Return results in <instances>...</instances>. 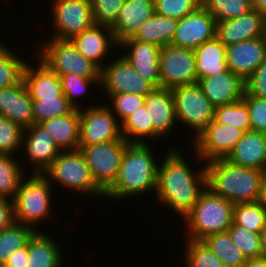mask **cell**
Wrapping results in <instances>:
<instances>
[{"mask_svg": "<svg viewBox=\"0 0 266 267\" xmlns=\"http://www.w3.org/2000/svg\"><path fill=\"white\" fill-rule=\"evenodd\" d=\"M154 13V0L124 1L118 19L111 27L116 42L119 44L133 37Z\"/></svg>", "mask_w": 266, "mask_h": 267, "instance_id": "484cf974", "label": "cell"}, {"mask_svg": "<svg viewBox=\"0 0 266 267\" xmlns=\"http://www.w3.org/2000/svg\"><path fill=\"white\" fill-rule=\"evenodd\" d=\"M266 36V18L255 8L235 19L216 23L215 37L228 46Z\"/></svg>", "mask_w": 266, "mask_h": 267, "instance_id": "ac0fdd59", "label": "cell"}, {"mask_svg": "<svg viewBox=\"0 0 266 267\" xmlns=\"http://www.w3.org/2000/svg\"><path fill=\"white\" fill-rule=\"evenodd\" d=\"M61 151L78 150L80 137V109L41 123Z\"/></svg>", "mask_w": 266, "mask_h": 267, "instance_id": "4316f807", "label": "cell"}, {"mask_svg": "<svg viewBox=\"0 0 266 267\" xmlns=\"http://www.w3.org/2000/svg\"><path fill=\"white\" fill-rule=\"evenodd\" d=\"M128 144L126 140H114L91 146H79L93 181L103 192L114 183Z\"/></svg>", "mask_w": 266, "mask_h": 267, "instance_id": "9c48e42d", "label": "cell"}, {"mask_svg": "<svg viewBox=\"0 0 266 267\" xmlns=\"http://www.w3.org/2000/svg\"><path fill=\"white\" fill-rule=\"evenodd\" d=\"M244 133L237 127L220 124L213 119L193 140L194 142L192 141L195 161L206 163L215 159H225Z\"/></svg>", "mask_w": 266, "mask_h": 267, "instance_id": "4fadbf2b", "label": "cell"}, {"mask_svg": "<svg viewBox=\"0 0 266 267\" xmlns=\"http://www.w3.org/2000/svg\"><path fill=\"white\" fill-rule=\"evenodd\" d=\"M242 100L249 110L251 130L266 133V98L244 96Z\"/></svg>", "mask_w": 266, "mask_h": 267, "instance_id": "7dc6e473", "label": "cell"}, {"mask_svg": "<svg viewBox=\"0 0 266 267\" xmlns=\"http://www.w3.org/2000/svg\"><path fill=\"white\" fill-rule=\"evenodd\" d=\"M244 96L266 98V57L245 81Z\"/></svg>", "mask_w": 266, "mask_h": 267, "instance_id": "c3c4849f", "label": "cell"}, {"mask_svg": "<svg viewBox=\"0 0 266 267\" xmlns=\"http://www.w3.org/2000/svg\"><path fill=\"white\" fill-rule=\"evenodd\" d=\"M150 143H129L114 183L104 192L108 200L120 201L155 193L159 161ZM153 151V152H152ZM149 192V193H148Z\"/></svg>", "mask_w": 266, "mask_h": 267, "instance_id": "7a4b0ae2", "label": "cell"}, {"mask_svg": "<svg viewBox=\"0 0 266 267\" xmlns=\"http://www.w3.org/2000/svg\"><path fill=\"white\" fill-rule=\"evenodd\" d=\"M233 222L251 232L261 233L266 226V210L258 201L234 204Z\"/></svg>", "mask_w": 266, "mask_h": 267, "instance_id": "d590c367", "label": "cell"}, {"mask_svg": "<svg viewBox=\"0 0 266 267\" xmlns=\"http://www.w3.org/2000/svg\"><path fill=\"white\" fill-rule=\"evenodd\" d=\"M56 240L44 230L36 231L28 242V267H63L64 254Z\"/></svg>", "mask_w": 266, "mask_h": 267, "instance_id": "83f0119b", "label": "cell"}, {"mask_svg": "<svg viewBox=\"0 0 266 267\" xmlns=\"http://www.w3.org/2000/svg\"><path fill=\"white\" fill-rule=\"evenodd\" d=\"M266 57V36L226 46L228 70L246 81Z\"/></svg>", "mask_w": 266, "mask_h": 267, "instance_id": "d6986e66", "label": "cell"}, {"mask_svg": "<svg viewBox=\"0 0 266 267\" xmlns=\"http://www.w3.org/2000/svg\"><path fill=\"white\" fill-rule=\"evenodd\" d=\"M225 160L236 166L266 172V133L245 132Z\"/></svg>", "mask_w": 266, "mask_h": 267, "instance_id": "cb8c5ba5", "label": "cell"}, {"mask_svg": "<svg viewBox=\"0 0 266 267\" xmlns=\"http://www.w3.org/2000/svg\"><path fill=\"white\" fill-rule=\"evenodd\" d=\"M23 129L11 120L0 116V154L15 155L22 149Z\"/></svg>", "mask_w": 266, "mask_h": 267, "instance_id": "7bdbcfd3", "label": "cell"}, {"mask_svg": "<svg viewBox=\"0 0 266 267\" xmlns=\"http://www.w3.org/2000/svg\"><path fill=\"white\" fill-rule=\"evenodd\" d=\"M185 240V267H225L202 241Z\"/></svg>", "mask_w": 266, "mask_h": 267, "instance_id": "f35d334b", "label": "cell"}, {"mask_svg": "<svg viewBox=\"0 0 266 267\" xmlns=\"http://www.w3.org/2000/svg\"><path fill=\"white\" fill-rule=\"evenodd\" d=\"M197 84L214 107L236 103L245 94V81L230 70L202 78Z\"/></svg>", "mask_w": 266, "mask_h": 267, "instance_id": "44dd1931", "label": "cell"}, {"mask_svg": "<svg viewBox=\"0 0 266 267\" xmlns=\"http://www.w3.org/2000/svg\"><path fill=\"white\" fill-rule=\"evenodd\" d=\"M207 188L232 204L256 202L266 172L236 166L225 159L205 163Z\"/></svg>", "mask_w": 266, "mask_h": 267, "instance_id": "3957f363", "label": "cell"}, {"mask_svg": "<svg viewBox=\"0 0 266 267\" xmlns=\"http://www.w3.org/2000/svg\"><path fill=\"white\" fill-rule=\"evenodd\" d=\"M144 95L119 93L108 98V106L113 114L122 123L132 112L141 107L145 101Z\"/></svg>", "mask_w": 266, "mask_h": 267, "instance_id": "ee69618b", "label": "cell"}, {"mask_svg": "<svg viewBox=\"0 0 266 267\" xmlns=\"http://www.w3.org/2000/svg\"><path fill=\"white\" fill-rule=\"evenodd\" d=\"M213 119L220 124L231 125L244 132L251 130L249 110L243 100L233 104L215 107Z\"/></svg>", "mask_w": 266, "mask_h": 267, "instance_id": "74e56055", "label": "cell"}, {"mask_svg": "<svg viewBox=\"0 0 266 267\" xmlns=\"http://www.w3.org/2000/svg\"><path fill=\"white\" fill-rule=\"evenodd\" d=\"M194 52L198 80L228 71L226 46L216 37L201 44Z\"/></svg>", "mask_w": 266, "mask_h": 267, "instance_id": "f1b7e54d", "label": "cell"}, {"mask_svg": "<svg viewBox=\"0 0 266 267\" xmlns=\"http://www.w3.org/2000/svg\"><path fill=\"white\" fill-rule=\"evenodd\" d=\"M24 150L25 160L31 164L32 172L43 174L58 157L61 150L55 144L51 135L40 123L23 130L22 149Z\"/></svg>", "mask_w": 266, "mask_h": 267, "instance_id": "9a60e30c", "label": "cell"}, {"mask_svg": "<svg viewBox=\"0 0 266 267\" xmlns=\"http://www.w3.org/2000/svg\"><path fill=\"white\" fill-rule=\"evenodd\" d=\"M243 267H266V257L247 259Z\"/></svg>", "mask_w": 266, "mask_h": 267, "instance_id": "816d5d0a", "label": "cell"}, {"mask_svg": "<svg viewBox=\"0 0 266 267\" xmlns=\"http://www.w3.org/2000/svg\"><path fill=\"white\" fill-rule=\"evenodd\" d=\"M144 105L153 123L154 130L162 138L169 137L178 125L171 89L154 88L146 95Z\"/></svg>", "mask_w": 266, "mask_h": 267, "instance_id": "603a6c76", "label": "cell"}, {"mask_svg": "<svg viewBox=\"0 0 266 267\" xmlns=\"http://www.w3.org/2000/svg\"><path fill=\"white\" fill-rule=\"evenodd\" d=\"M199 6L201 3L198 0H154L155 13L178 20Z\"/></svg>", "mask_w": 266, "mask_h": 267, "instance_id": "bcb514c9", "label": "cell"}, {"mask_svg": "<svg viewBox=\"0 0 266 267\" xmlns=\"http://www.w3.org/2000/svg\"><path fill=\"white\" fill-rule=\"evenodd\" d=\"M253 8L266 18V0H253Z\"/></svg>", "mask_w": 266, "mask_h": 267, "instance_id": "db71d44e", "label": "cell"}, {"mask_svg": "<svg viewBox=\"0 0 266 267\" xmlns=\"http://www.w3.org/2000/svg\"><path fill=\"white\" fill-rule=\"evenodd\" d=\"M37 61L36 67L33 60L27 62L23 71V82L31 99H49L64 95L58 74L51 71L43 62ZM30 63V64H29Z\"/></svg>", "mask_w": 266, "mask_h": 267, "instance_id": "d4e9b609", "label": "cell"}, {"mask_svg": "<svg viewBox=\"0 0 266 267\" xmlns=\"http://www.w3.org/2000/svg\"><path fill=\"white\" fill-rule=\"evenodd\" d=\"M114 140L125 139L122 137L121 123L107 104L88 105L80 109L79 146Z\"/></svg>", "mask_w": 266, "mask_h": 267, "instance_id": "8fae6325", "label": "cell"}, {"mask_svg": "<svg viewBox=\"0 0 266 267\" xmlns=\"http://www.w3.org/2000/svg\"><path fill=\"white\" fill-rule=\"evenodd\" d=\"M58 76L67 101L77 109L84 107L78 99L88 92L90 86L92 87L96 84L98 85V88H101V79H88L73 74H63Z\"/></svg>", "mask_w": 266, "mask_h": 267, "instance_id": "60d3db41", "label": "cell"}, {"mask_svg": "<svg viewBox=\"0 0 266 267\" xmlns=\"http://www.w3.org/2000/svg\"><path fill=\"white\" fill-rule=\"evenodd\" d=\"M179 20L154 13L135 33L134 39L158 46L170 45Z\"/></svg>", "mask_w": 266, "mask_h": 267, "instance_id": "f546056e", "label": "cell"}, {"mask_svg": "<svg viewBox=\"0 0 266 267\" xmlns=\"http://www.w3.org/2000/svg\"><path fill=\"white\" fill-rule=\"evenodd\" d=\"M258 202L266 210V176L263 179Z\"/></svg>", "mask_w": 266, "mask_h": 267, "instance_id": "f5cc1de1", "label": "cell"}, {"mask_svg": "<svg viewBox=\"0 0 266 267\" xmlns=\"http://www.w3.org/2000/svg\"><path fill=\"white\" fill-rule=\"evenodd\" d=\"M180 150L172 146L160 158L155 196L166 209L184 218L206 190L207 177L204 161L201 163L203 166L194 170Z\"/></svg>", "mask_w": 266, "mask_h": 267, "instance_id": "6da1fadb", "label": "cell"}, {"mask_svg": "<svg viewBox=\"0 0 266 267\" xmlns=\"http://www.w3.org/2000/svg\"><path fill=\"white\" fill-rule=\"evenodd\" d=\"M227 231L246 259L262 257L260 233L251 232L244 227L236 225L234 222Z\"/></svg>", "mask_w": 266, "mask_h": 267, "instance_id": "b9f144b4", "label": "cell"}, {"mask_svg": "<svg viewBox=\"0 0 266 267\" xmlns=\"http://www.w3.org/2000/svg\"><path fill=\"white\" fill-rule=\"evenodd\" d=\"M225 267H243L247 259L234 244L228 231L211 234L201 240Z\"/></svg>", "mask_w": 266, "mask_h": 267, "instance_id": "1f68e13d", "label": "cell"}, {"mask_svg": "<svg viewBox=\"0 0 266 267\" xmlns=\"http://www.w3.org/2000/svg\"><path fill=\"white\" fill-rule=\"evenodd\" d=\"M100 88L107 99L112 94L131 93L146 96L154 87L140 76L129 61L119 55L101 69ZM104 90V91H103ZM105 92V93H103Z\"/></svg>", "mask_w": 266, "mask_h": 267, "instance_id": "5bb4252c", "label": "cell"}, {"mask_svg": "<svg viewBox=\"0 0 266 267\" xmlns=\"http://www.w3.org/2000/svg\"><path fill=\"white\" fill-rule=\"evenodd\" d=\"M15 223L13 201L0 197V231Z\"/></svg>", "mask_w": 266, "mask_h": 267, "instance_id": "681fc988", "label": "cell"}, {"mask_svg": "<svg viewBox=\"0 0 266 267\" xmlns=\"http://www.w3.org/2000/svg\"><path fill=\"white\" fill-rule=\"evenodd\" d=\"M15 156L0 154V197L13 200L21 181L26 176L23 165L18 163Z\"/></svg>", "mask_w": 266, "mask_h": 267, "instance_id": "d6a6232c", "label": "cell"}, {"mask_svg": "<svg viewBox=\"0 0 266 267\" xmlns=\"http://www.w3.org/2000/svg\"><path fill=\"white\" fill-rule=\"evenodd\" d=\"M215 22L238 18L253 9V0H204L201 4Z\"/></svg>", "mask_w": 266, "mask_h": 267, "instance_id": "8d00e7d4", "label": "cell"}, {"mask_svg": "<svg viewBox=\"0 0 266 267\" xmlns=\"http://www.w3.org/2000/svg\"><path fill=\"white\" fill-rule=\"evenodd\" d=\"M262 257H266V226L260 233Z\"/></svg>", "mask_w": 266, "mask_h": 267, "instance_id": "11a10c76", "label": "cell"}, {"mask_svg": "<svg viewBox=\"0 0 266 267\" xmlns=\"http://www.w3.org/2000/svg\"><path fill=\"white\" fill-rule=\"evenodd\" d=\"M5 265L9 267H28V244L14 251Z\"/></svg>", "mask_w": 266, "mask_h": 267, "instance_id": "f907efd6", "label": "cell"}, {"mask_svg": "<svg viewBox=\"0 0 266 267\" xmlns=\"http://www.w3.org/2000/svg\"><path fill=\"white\" fill-rule=\"evenodd\" d=\"M50 5L49 13L55 32L49 38L71 40L95 24L91 0H51Z\"/></svg>", "mask_w": 266, "mask_h": 267, "instance_id": "30bf717a", "label": "cell"}, {"mask_svg": "<svg viewBox=\"0 0 266 267\" xmlns=\"http://www.w3.org/2000/svg\"><path fill=\"white\" fill-rule=\"evenodd\" d=\"M71 41L86 59L95 63L100 69L106 65L107 62H104L103 59L105 56L108 57V54H112V52L110 53L112 48H119L111 27L104 25L94 24L74 36Z\"/></svg>", "mask_w": 266, "mask_h": 267, "instance_id": "ffe728a7", "label": "cell"}, {"mask_svg": "<svg viewBox=\"0 0 266 267\" xmlns=\"http://www.w3.org/2000/svg\"><path fill=\"white\" fill-rule=\"evenodd\" d=\"M7 45L4 44L0 48V88L19 84L23 80V71L27 63L25 58L19 57Z\"/></svg>", "mask_w": 266, "mask_h": 267, "instance_id": "e575fe53", "label": "cell"}, {"mask_svg": "<svg viewBox=\"0 0 266 267\" xmlns=\"http://www.w3.org/2000/svg\"><path fill=\"white\" fill-rule=\"evenodd\" d=\"M37 43L39 46L36 45V52L33 56H36L56 74H73L88 79H101V69L86 59L71 40L46 38Z\"/></svg>", "mask_w": 266, "mask_h": 267, "instance_id": "8992f818", "label": "cell"}, {"mask_svg": "<svg viewBox=\"0 0 266 267\" xmlns=\"http://www.w3.org/2000/svg\"><path fill=\"white\" fill-rule=\"evenodd\" d=\"M195 52L191 49L166 45L160 48V87L172 89L198 82Z\"/></svg>", "mask_w": 266, "mask_h": 267, "instance_id": "7c38bea8", "label": "cell"}, {"mask_svg": "<svg viewBox=\"0 0 266 267\" xmlns=\"http://www.w3.org/2000/svg\"><path fill=\"white\" fill-rule=\"evenodd\" d=\"M171 91L177 123L192 131V141L213 121L215 107L197 83L178 86Z\"/></svg>", "mask_w": 266, "mask_h": 267, "instance_id": "ba28073f", "label": "cell"}, {"mask_svg": "<svg viewBox=\"0 0 266 267\" xmlns=\"http://www.w3.org/2000/svg\"><path fill=\"white\" fill-rule=\"evenodd\" d=\"M216 22L201 5L194 12L179 19L171 45L195 50L215 37Z\"/></svg>", "mask_w": 266, "mask_h": 267, "instance_id": "2e32d148", "label": "cell"}, {"mask_svg": "<svg viewBox=\"0 0 266 267\" xmlns=\"http://www.w3.org/2000/svg\"><path fill=\"white\" fill-rule=\"evenodd\" d=\"M36 231L30 226L14 223L0 231V265H5L14 251L25 247Z\"/></svg>", "mask_w": 266, "mask_h": 267, "instance_id": "836d02e7", "label": "cell"}, {"mask_svg": "<svg viewBox=\"0 0 266 267\" xmlns=\"http://www.w3.org/2000/svg\"><path fill=\"white\" fill-rule=\"evenodd\" d=\"M35 123H42L54 117L70 113L74 107L67 101L65 95L49 99H32Z\"/></svg>", "mask_w": 266, "mask_h": 267, "instance_id": "ab89813d", "label": "cell"}, {"mask_svg": "<svg viewBox=\"0 0 266 267\" xmlns=\"http://www.w3.org/2000/svg\"><path fill=\"white\" fill-rule=\"evenodd\" d=\"M53 187L44 174L32 173L29 177L26 174L12 200L15 222L41 231L37 225L54 217L51 195Z\"/></svg>", "mask_w": 266, "mask_h": 267, "instance_id": "277c9868", "label": "cell"}, {"mask_svg": "<svg viewBox=\"0 0 266 267\" xmlns=\"http://www.w3.org/2000/svg\"><path fill=\"white\" fill-rule=\"evenodd\" d=\"M233 206L208 188L200 195L192 210L182 219L188 240L201 241L205 237L225 232L233 223Z\"/></svg>", "mask_w": 266, "mask_h": 267, "instance_id": "5b68a950", "label": "cell"}, {"mask_svg": "<svg viewBox=\"0 0 266 267\" xmlns=\"http://www.w3.org/2000/svg\"><path fill=\"white\" fill-rule=\"evenodd\" d=\"M121 132L122 137L128 143H149L151 142L149 140L162 139L154 130L153 123L144 104L121 123Z\"/></svg>", "mask_w": 266, "mask_h": 267, "instance_id": "4dcf8cb0", "label": "cell"}, {"mask_svg": "<svg viewBox=\"0 0 266 267\" xmlns=\"http://www.w3.org/2000/svg\"><path fill=\"white\" fill-rule=\"evenodd\" d=\"M43 174L51 184L57 182L70 192L74 193L75 191V194L104 198V192L93 181L86 159L80 149L61 151Z\"/></svg>", "mask_w": 266, "mask_h": 267, "instance_id": "52a82bcc", "label": "cell"}, {"mask_svg": "<svg viewBox=\"0 0 266 267\" xmlns=\"http://www.w3.org/2000/svg\"><path fill=\"white\" fill-rule=\"evenodd\" d=\"M0 116L23 130L35 124L32 99L23 80L17 85L0 88Z\"/></svg>", "mask_w": 266, "mask_h": 267, "instance_id": "7402d4cb", "label": "cell"}, {"mask_svg": "<svg viewBox=\"0 0 266 267\" xmlns=\"http://www.w3.org/2000/svg\"><path fill=\"white\" fill-rule=\"evenodd\" d=\"M160 48L161 47L157 44L142 42L133 37L127 38L119 43L121 55H123L140 76L148 81L154 88H160Z\"/></svg>", "mask_w": 266, "mask_h": 267, "instance_id": "e0dca14e", "label": "cell"}, {"mask_svg": "<svg viewBox=\"0 0 266 267\" xmlns=\"http://www.w3.org/2000/svg\"><path fill=\"white\" fill-rule=\"evenodd\" d=\"M92 16L96 25L112 27L118 19L123 0H91Z\"/></svg>", "mask_w": 266, "mask_h": 267, "instance_id": "f6af8a7d", "label": "cell"}, {"mask_svg": "<svg viewBox=\"0 0 266 267\" xmlns=\"http://www.w3.org/2000/svg\"><path fill=\"white\" fill-rule=\"evenodd\" d=\"M0 267H9V266H7V265H0Z\"/></svg>", "mask_w": 266, "mask_h": 267, "instance_id": "6f0895ef", "label": "cell"}, {"mask_svg": "<svg viewBox=\"0 0 266 267\" xmlns=\"http://www.w3.org/2000/svg\"><path fill=\"white\" fill-rule=\"evenodd\" d=\"M3 41L0 39V48L4 45Z\"/></svg>", "mask_w": 266, "mask_h": 267, "instance_id": "9f6ffc18", "label": "cell"}]
</instances>
